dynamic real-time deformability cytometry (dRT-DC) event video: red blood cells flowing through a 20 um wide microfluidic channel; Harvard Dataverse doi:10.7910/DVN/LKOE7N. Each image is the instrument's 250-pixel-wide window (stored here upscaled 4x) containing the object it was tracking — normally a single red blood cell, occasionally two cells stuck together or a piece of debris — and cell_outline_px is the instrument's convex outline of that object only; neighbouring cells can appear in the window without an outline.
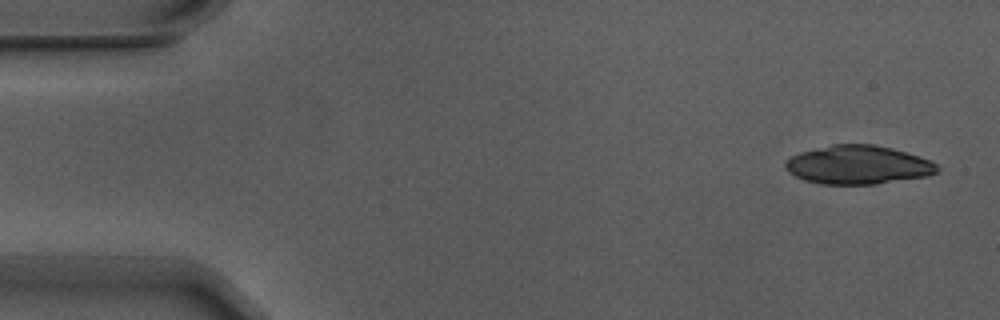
{"species": "Egyptian fruit bat (a non-hibernating species)", "species_latin": "Rousettus aegyptiacus", "temperature_condition": "warm", "stored_images_in_passage": 7, "camera_frame_rate_fps": 3000, "um_per_image_px": 0.085, "animal": {"sex": "male"}, "frame": {"image": 1, "passage_image": 1, "time_ms": 0.0, "image_size_px": [1000, 320], "cell_outline_px": [[940, 168], [936, 172], [928, 176], [876, 184], [824, 184], [804, 180], [788, 172], [784, 168], [784, 164], [792, 156], [800, 152], [832, 144], [872, 144], [892, 148], [920, 156], [932, 160]], "centroid_in_image_um": [72.95, 14.01], "position_along_channel_um": 12.0, "area_um2": 34.28}}